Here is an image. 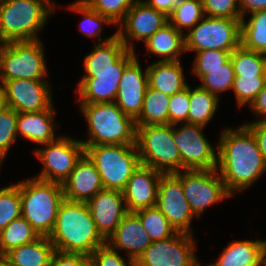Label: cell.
I'll return each mask as SVG.
<instances>
[{
	"instance_id": "obj_27",
	"label": "cell",
	"mask_w": 266,
	"mask_h": 266,
	"mask_svg": "<svg viewBox=\"0 0 266 266\" xmlns=\"http://www.w3.org/2000/svg\"><path fill=\"white\" fill-rule=\"evenodd\" d=\"M185 34L169 22L144 42L148 52L159 56L161 62L178 61L185 51Z\"/></svg>"
},
{
	"instance_id": "obj_9",
	"label": "cell",
	"mask_w": 266,
	"mask_h": 266,
	"mask_svg": "<svg viewBox=\"0 0 266 266\" xmlns=\"http://www.w3.org/2000/svg\"><path fill=\"white\" fill-rule=\"evenodd\" d=\"M187 32L185 33L186 52L234 51L241 45V20L204 16Z\"/></svg>"
},
{
	"instance_id": "obj_11",
	"label": "cell",
	"mask_w": 266,
	"mask_h": 266,
	"mask_svg": "<svg viewBox=\"0 0 266 266\" xmlns=\"http://www.w3.org/2000/svg\"><path fill=\"white\" fill-rule=\"evenodd\" d=\"M174 175L181 181L184 195L195 217L226 198L233 197L225 187L217 169L183 170Z\"/></svg>"
},
{
	"instance_id": "obj_4",
	"label": "cell",
	"mask_w": 266,
	"mask_h": 266,
	"mask_svg": "<svg viewBox=\"0 0 266 266\" xmlns=\"http://www.w3.org/2000/svg\"><path fill=\"white\" fill-rule=\"evenodd\" d=\"M88 122V139L83 145L136 144L135 120L115 102L80 104Z\"/></svg>"
},
{
	"instance_id": "obj_36",
	"label": "cell",
	"mask_w": 266,
	"mask_h": 266,
	"mask_svg": "<svg viewBox=\"0 0 266 266\" xmlns=\"http://www.w3.org/2000/svg\"><path fill=\"white\" fill-rule=\"evenodd\" d=\"M235 76H266L261 52L238 46L230 55Z\"/></svg>"
},
{
	"instance_id": "obj_40",
	"label": "cell",
	"mask_w": 266,
	"mask_h": 266,
	"mask_svg": "<svg viewBox=\"0 0 266 266\" xmlns=\"http://www.w3.org/2000/svg\"><path fill=\"white\" fill-rule=\"evenodd\" d=\"M140 0H84L93 10L107 17L118 26L129 9Z\"/></svg>"
},
{
	"instance_id": "obj_7",
	"label": "cell",
	"mask_w": 266,
	"mask_h": 266,
	"mask_svg": "<svg viewBox=\"0 0 266 266\" xmlns=\"http://www.w3.org/2000/svg\"><path fill=\"white\" fill-rule=\"evenodd\" d=\"M174 125L136 126V146L142 165L162 174L181 171V156L174 143Z\"/></svg>"
},
{
	"instance_id": "obj_50",
	"label": "cell",
	"mask_w": 266,
	"mask_h": 266,
	"mask_svg": "<svg viewBox=\"0 0 266 266\" xmlns=\"http://www.w3.org/2000/svg\"><path fill=\"white\" fill-rule=\"evenodd\" d=\"M155 10L164 13L167 17L172 13L179 0H142Z\"/></svg>"
},
{
	"instance_id": "obj_24",
	"label": "cell",
	"mask_w": 266,
	"mask_h": 266,
	"mask_svg": "<svg viewBox=\"0 0 266 266\" xmlns=\"http://www.w3.org/2000/svg\"><path fill=\"white\" fill-rule=\"evenodd\" d=\"M53 106L52 104L43 111L18 113L17 135L20 134L25 140L39 145L55 141L58 137H55L56 122Z\"/></svg>"
},
{
	"instance_id": "obj_14",
	"label": "cell",
	"mask_w": 266,
	"mask_h": 266,
	"mask_svg": "<svg viewBox=\"0 0 266 266\" xmlns=\"http://www.w3.org/2000/svg\"><path fill=\"white\" fill-rule=\"evenodd\" d=\"M156 207L168 219L176 232L189 233L195 215L184 195L181 181L174 174H162L160 177Z\"/></svg>"
},
{
	"instance_id": "obj_16",
	"label": "cell",
	"mask_w": 266,
	"mask_h": 266,
	"mask_svg": "<svg viewBox=\"0 0 266 266\" xmlns=\"http://www.w3.org/2000/svg\"><path fill=\"white\" fill-rule=\"evenodd\" d=\"M167 23L168 17L164 13L140 0L129 9L116 32L126 48L135 51L133 41H147Z\"/></svg>"
},
{
	"instance_id": "obj_5",
	"label": "cell",
	"mask_w": 266,
	"mask_h": 266,
	"mask_svg": "<svg viewBox=\"0 0 266 266\" xmlns=\"http://www.w3.org/2000/svg\"><path fill=\"white\" fill-rule=\"evenodd\" d=\"M19 187L21 207L26 221L39 236L49 237L64 200L62 184L47 182L34 177L15 183Z\"/></svg>"
},
{
	"instance_id": "obj_22",
	"label": "cell",
	"mask_w": 266,
	"mask_h": 266,
	"mask_svg": "<svg viewBox=\"0 0 266 266\" xmlns=\"http://www.w3.org/2000/svg\"><path fill=\"white\" fill-rule=\"evenodd\" d=\"M106 243L115 250L127 251L125 256L136 261L152 244V240L144 230L139 216L135 212H128Z\"/></svg>"
},
{
	"instance_id": "obj_25",
	"label": "cell",
	"mask_w": 266,
	"mask_h": 266,
	"mask_svg": "<svg viewBox=\"0 0 266 266\" xmlns=\"http://www.w3.org/2000/svg\"><path fill=\"white\" fill-rule=\"evenodd\" d=\"M266 239L233 241L212 266H264Z\"/></svg>"
},
{
	"instance_id": "obj_55",
	"label": "cell",
	"mask_w": 266,
	"mask_h": 266,
	"mask_svg": "<svg viewBox=\"0 0 266 266\" xmlns=\"http://www.w3.org/2000/svg\"><path fill=\"white\" fill-rule=\"evenodd\" d=\"M264 266H266V246H265V251H264Z\"/></svg>"
},
{
	"instance_id": "obj_8",
	"label": "cell",
	"mask_w": 266,
	"mask_h": 266,
	"mask_svg": "<svg viewBox=\"0 0 266 266\" xmlns=\"http://www.w3.org/2000/svg\"><path fill=\"white\" fill-rule=\"evenodd\" d=\"M45 63L40 40L0 44V80H46Z\"/></svg>"
},
{
	"instance_id": "obj_33",
	"label": "cell",
	"mask_w": 266,
	"mask_h": 266,
	"mask_svg": "<svg viewBox=\"0 0 266 266\" xmlns=\"http://www.w3.org/2000/svg\"><path fill=\"white\" fill-rule=\"evenodd\" d=\"M249 20L241 19V45L255 52L266 50V9L250 14Z\"/></svg>"
},
{
	"instance_id": "obj_6",
	"label": "cell",
	"mask_w": 266,
	"mask_h": 266,
	"mask_svg": "<svg viewBox=\"0 0 266 266\" xmlns=\"http://www.w3.org/2000/svg\"><path fill=\"white\" fill-rule=\"evenodd\" d=\"M104 189L122 191L141 164L136 144L84 145Z\"/></svg>"
},
{
	"instance_id": "obj_54",
	"label": "cell",
	"mask_w": 266,
	"mask_h": 266,
	"mask_svg": "<svg viewBox=\"0 0 266 266\" xmlns=\"http://www.w3.org/2000/svg\"><path fill=\"white\" fill-rule=\"evenodd\" d=\"M263 60H264V65H265V72H266V50L262 52Z\"/></svg>"
},
{
	"instance_id": "obj_53",
	"label": "cell",
	"mask_w": 266,
	"mask_h": 266,
	"mask_svg": "<svg viewBox=\"0 0 266 266\" xmlns=\"http://www.w3.org/2000/svg\"><path fill=\"white\" fill-rule=\"evenodd\" d=\"M192 266H203V265L200 263L199 259H197V260L192 264ZM204 266H212V265L209 263L208 265H204Z\"/></svg>"
},
{
	"instance_id": "obj_37",
	"label": "cell",
	"mask_w": 266,
	"mask_h": 266,
	"mask_svg": "<svg viewBox=\"0 0 266 266\" xmlns=\"http://www.w3.org/2000/svg\"><path fill=\"white\" fill-rule=\"evenodd\" d=\"M235 73L231 59L222 68L206 69V74L200 79V87L219 96V93L231 91Z\"/></svg>"
},
{
	"instance_id": "obj_28",
	"label": "cell",
	"mask_w": 266,
	"mask_h": 266,
	"mask_svg": "<svg viewBox=\"0 0 266 266\" xmlns=\"http://www.w3.org/2000/svg\"><path fill=\"white\" fill-rule=\"evenodd\" d=\"M55 251L49 237L40 236L31 243L11 249L3 258L11 266H49Z\"/></svg>"
},
{
	"instance_id": "obj_51",
	"label": "cell",
	"mask_w": 266,
	"mask_h": 266,
	"mask_svg": "<svg viewBox=\"0 0 266 266\" xmlns=\"http://www.w3.org/2000/svg\"><path fill=\"white\" fill-rule=\"evenodd\" d=\"M7 108L5 92L2 84H0V112Z\"/></svg>"
},
{
	"instance_id": "obj_1",
	"label": "cell",
	"mask_w": 266,
	"mask_h": 266,
	"mask_svg": "<svg viewBox=\"0 0 266 266\" xmlns=\"http://www.w3.org/2000/svg\"><path fill=\"white\" fill-rule=\"evenodd\" d=\"M219 136L217 171L226 190L234 196L266 173V163L255 135L245 124L235 130L225 128Z\"/></svg>"
},
{
	"instance_id": "obj_21",
	"label": "cell",
	"mask_w": 266,
	"mask_h": 266,
	"mask_svg": "<svg viewBox=\"0 0 266 266\" xmlns=\"http://www.w3.org/2000/svg\"><path fill=\"white\" fill-rule=\"evenodd\" d=\"M62 187L64 199L78 202H87L104 189L99 172L86 154L76 163Z\"/></svg>"
},
{
	"instance_id": "obj_42",
	"label": "cell",
	"mask_w": 266,
	"mask_h": 266,
	"mask_svg": "<svg viewBox=\"0 0 266 266\" xmlns=\"http://www.w3.org/2000/svg\"><path fill=\"white\" fill-rule=\"evenodd\" d=\"M233 51L223 50H201L195 52V61L191 72L200 80L205 74L206 69L222 68L230 59Z\"/></svg>"
},
{
	"instance_id": "obj_47",
	"label": "cell",
	"mask_w": 266,
	"mask_h": 266,
	"mask_svg": "<svg viewBox=\"0 0 266 266\" xmlns=\"http://www.w3.org/2000/svg\"><path fill=\"white\" fill-rule=\"evenodd\" d=\"M255 135L260 152L266 163V119L244 123Z\"/></svg>"
},
{
	"instance_id": "obj_41",
	"label": "cell",
	"mask_w": 266,
	"mask_h": 266,
	"mask_svg": "<svg viewBox=\"0 0 266 266\" xmlns=\"http://www.w3.org/2000/svg\"><path fill=\"white\" fill-rule=\"evenodd\" d=\"M18 112L7 107L0 112V167L8 151L17 141Z\"/></svg>"
},
{
	"instance_id": "obj_18",
	"label": "cell",
	"mask_w": 266,
	"mask_h": 266,
	"mask_svg": "<svg viewBox=\"0 0 266 266\" xmlns=\"http://www.w3.org/2000/svg\"><path fill=\"white\" fill-rule=\"evenodd\" d=\"M144 70L136 56L125 67L116 95L117 106L134 120L141 113L144 95L148 88L147 67Z\"/></svg>"
},
{
	"instance_id": "obj_34",
	"label": "cell",
	"mask_w": 266,
	"mask_h": 266,
	"mask_svg": "<svg viewBox=\"0 0 266 266\" xmlns=\"http://www.w3.org/2000/svg\"><path fill=\"white\" fill-rule=\"evenodd\" d=\"M135 213L152 242L167 240L177 233L156 206L139 209Z\"/></svg>"
},
{
	"instance_id": "obj_13",
	"label": "cell",
	"mask_w": 266,
	"mask_h": 266,
	"mask_svg": "<svg viewBox=\"0 0 266 266\" xmlns=\"http://www.w3.org/2000/svg\"><path fill=\"white\" fill-rule=\"evenodd\" d=\"M193 235L177 232L163 241H154L135 261L136 266H192L198 259Z\"/></svg>"
},
{
	"instance_id": "obj_29",
	"label": "cell",
	"mask_w": 266,
	"mask_h": 266,
	"mask_svg": "<svg viewBox=\"0 0 266 266\" xmlns=\"http://www.w3.org/2000/svg\"><path fill=\"white\" fill-rule=\"evenodd\" d=\"M170 96L148 86L144 95L140 115L135 119L136 126L169 124Z\"/></svg>"
},
{
	"instance_id": "obj_31",
	"label": "cell",
	"mask_w": 266,
	"mask_h": 266,
	"mask_svg": "<svg viewBox=\"0 0 266 266\" xmlns=\"http://www.w3.org/2000/svg\"><path fill=\"white\" fill-rule=\"evenodd\" d=\"M67 8L75 13L82 14L84 17L79 22V29L80 33L85 35L86 37H98L97 44H101L107 41L112 40L116 35L117 32L112 34L110 37H106L104 40H100L101 33L103 29V26L114 24L105 16L101 15L100 13L93 10L87 3L84 1H75L74 3H71L67 6Z\"/></svg>"
},
{
	"instance_id": "obj_49",
	"label": "cell",
	"mask_w": 266,
	"mask_h": 266,
	"mask_svg": "<svg viewBox=\"0 0 266 266\" xmlns=\"http://www.w3.org/2000/svg\"><path fill=\"white\" fill-rule=\"evenodd\" d=\"M242 18L247 17L246 13H253L266 9V0H238Z\"/></svg>"
},
{
	"instance_id": "obj_12",
	"label": "cell",
	"mask_w": 266,
	"mask_h": 266,
	"mask_svg": "<svg viewBox=\"0 0 266 266\" xmlns=\"http://www.w3.org/2000/svg\"><path fill=\"white\" fill-rule=\"evenodd\" d=\"M174 125V143L181 156V171L217 169L218 147H213L203 133L204 126L182 123Z\"/></svg>"
},
{
	"instance_id": "obj_32",
	"label": "cell",
	"mask_w": 266,
	"mask_h": 266,
	"mask_svg": "<svg viewBox=\"0 0 266 266\" xmlns=\"http://www.w3.org/2000/svg\"><path fill=\"white\" fill-rule=\"evenodd\" d=\"M39 237L23 216L14 219L0 232V257L11 249L31 243Z\"/></svg>"
},
{
	"instance_id": "obj_19",
	"label": "cell",
	"mask_w": 266,
	"mask_h": 266,
	"mask_svg": "<svg viewBox=\"0 0 266 266\" xmlns=\"http://www.w3.org/2000/svg\"><path fill=\"white\" fill-rule=\"evenodd\" d=\"M162 173L140 164L122 190L128 212L154 207Z\"/></svg>"
},
{
	"instance_id": "obj_23",
	"label": "cell",
	"mask_w": 266,
	"mask_h": 266,
	"mask_svg": "<svg viewBox=\"0 0 266 266\" xmlns=\"http://www.w3.org/2000/svg\"><path fill=\"white\" fill-rule=\"evenodd\" d=\"M136 56V51L128 50L116 35L110 41L94 44L84 58V72L124 70Z\"/></svg>"
},
{
	"instance_id": "obj_46",
	"label": "cell",
	"mask_w": 266,
	"mask_h": 266,
	"mask_svg": "<svg viewBox=\"0 0 266 266\" xmlns=\"http://www.w3.org/2000/svg\"><path fill=\"white\" fill-rule=\"evenodd\" d=\"M49 266H90L88 255L55 251Z\"/></svg>"
},
{
	"instance_id": "obj_30",
	"label": "cell",
	"mask_w": 266,
	"mask_h": 266,
	"mask_svg": "<svg viewBox=\"0 0 266 266\" xmlns=\"http://www.w3.org/2000/svg\"><path fill=\"white\" fill-rule=\"evenodd\" d=\"M219 98L199 85L196 88L189 86L188 123L206 127L218 109Z\"/></svg>"
},
{
	"instance_id": "obj_35",
	"label": "cell",
	"mask_w": 266,
	"mask_h": 266,
	"mask_svg": "<svg viewBox=\"0 0 266 266\" xmlns=\"http://www.w3.org/2000/svg\"><path fill=\"white\" fill-rule=\"evenodd\" d=\"M205 16L201 0H179L168 16V22L178 31L186 33Z\"/></svg>"
},
{
	"instance_id": "obj_43",
	"label": "cell",
	"mask_w": 266,
	"mask_h": 266,
	"mask_svg": "<svg viewBox=\"0 0 266 266\" xmlns=\"http://www.w3.org/2000/svg\"><path fill=\"white\" fill-rule=\"evenodd\" d=\"M204 14L208 17L241 20L238 0H201Z\"/></svg>"
},
{
	"instance_id": "obj_2",
	"label": "cell",
	"mask_w": 266,
	"mask_h": 266,
	"mask_svg": "<svg viewBox=\"0 0 266 266\" xmlns=\"http://www.w3.org/2000/svg\"><path fill=\"white\" fill-rule=\"evenodd\" d=\"M56 251L90 256L106 241L98 233L86 202L64 199L49 236Z\"/></svg>"
},
{
	"instance_id": "obj_45",
	"label": "cell",
	"mask_w": 266,
	"mask_h": 266,
	"mask_svg": "<svg viewBox=\"0 0 266 266\" xmlns=\"http://www.w3.org/2000/svg\"><path fill=\"white\" fill-rule=\"evenodd\" d=\"M190 106L189 85L170 96L169 99V124L178 125L179 123H188V112Z\"/></svg>"
},
{
	"instance_id": "obj_17",
	"label": "cell",
	"mask_w": 266,
	"mask_h": 266,
	"mask_svg": "<svg viewBox=\"0 0 266 266\" xmlns=\"http://www.w3.org/2000/svg\"><path fill=\"white\" fill-rule=\"evenodd\" d=\"M86 203L98 233L107 241L128 213L122 191L103 189Z\"/></svg>"
},
{
	"instance_id": "obj_15",
	"label": "cell",
	"mask_w": 266,
	"mask_h": 266,
	"mask_svg": "<svg viewBox=\"0 0 266 266\" xmlns=\"http://www.w3.org/2000/svg\"><path fill=\"white\" fill-rule=\"evenodd\" d=\"M7 107L18 113H33L48 109L53 104L52 89L48 80H0Z\"/></svg>"
},
{
	"instance_id": "obj_48",
	"label": "cell",
	"mask_w": 266,
	"mask_h": 266,
	"mask_svg": "<svg viewBox=\"0 0 266 266\" xmlns=\"http://www.w3.org/2000/svg\"><path fill=\"white\" fill-rule=\"evenodd\" d=\"M258 119H266V84L262 91L256 96L255 100L249 106ZM260 117V118H259Z\"/></svg>"
},
{
	"instance_id": "obj_38",
	"label": "cell",
	"mask_w": 266,
	"mask_h": 266,
	"mask_svg": "<svg viewBox=\"0 0 266 266\" xmlns=\"http://www.w3.org/2000/svg\"><path fill=\"white\" fill-rule=\"evenodd\" d=\"M19 187L13 183L0 188V232L14 219L21 216Z\"/></svg>"
},
{
	"instance_id": "obj_10",
	"label": "cell",
	"mask_w": 266,
	"mask_h": 266,
	"mask_svg": "<svg viewBox=\"0 0 266 266\" xmlns=\"http://www.w3.org/2000/svg\"><path fill=\"white\" fill-rule=\"evenodd\" d=\"M45 146V147H44ZM33 150L43 166L40 174L34 178L47 182H63L74 170L76 163L85 154V146L80 139L60 136L53 142L43 144Z\"/></svg>"
},
{
	"instance_id": "obj_39",
	"label": "cell",
	"mask_w": 266,
	"mask_h": 266,
	"mask_svg": "<svg viewBox=\"0 0 266 266\" xmlns=\"http://www.w3.org/2000/svg\"><path fill=\"white\" fill-rule=\"evenodd\" d=\"M266 84V76H235L232 90L239 108L248 107Z\"/></svg>"
},
{
	"instance_id": "obj_26",
	"label": "cell",
	"mask_w": 266,
	"mask_h": 266,
	"mask_svg": "<svg viewBox=\"0 0 266 266\" xmlns=\"http://www.w3.org/2000/svg\"><path fill=\"white\" fill-rule=\"evenodd\" d=\"M148 86L172 96L188 87L183 73L181 60L154 61L147 65Z\"/></svg>"
},
{
	"instance_id": "obj_44",
	"label": "cell",
	"mask_w": 266,
	"mask_h": 266,
	"mask_svg": "<svg viewBox=\"0 0 266 266\" xmlns=\"http://www.w3.org/2000/svg\"><path fill=\"white\" fill-rule=\"evenodd\" d=\"M90 266H136L135 260L122 257L119 251L107 243L97 248L90 256ZM127 260V261H126Z\"/></svg>"
},
{
	"instance_id": "obj_20",
	"label": "cell",
	"mask_w": 266,
	"mask_h": 266,
	"mask_svg": "<svg viewBox=\"0 0 266 266\" xmlns=\"http://www.w3.org/2000/svg\"><path fill=\"white\" fill-rule=\"evenodd\" d=\"M124 70L85 72L76 92L79 104L115 102Z\"/></svg>"
},
{
	"instance_id": "obj_3",
	"label": "cell",
	"mask_w": 266,
	"mask_h": 266,
	"mask_svg": "<svg viewBox=\"0 0 266 266\" xmlns=\"http://www.w3.org/2000/svg\"><path fill=\"white\" fill-rule=\"evenodd\" d=\"M51 0H0V44L35 41L57 5Z\"/></svg>"
},
{
	"instance_id": "obj_52",
	"label": "cell",
	"mask_w": 266,
	"mask_h": 266,
	"mask_svg": "<svg viewBox=\"0 0 266 266\" xmlns=\"http://www.w3.org/2000/svg\"><path fill=\"white\" fill-rule=\"evenodd\" d=\"M0 266H11L3 257H0Z\"/></svg>"
}]
</instances>
